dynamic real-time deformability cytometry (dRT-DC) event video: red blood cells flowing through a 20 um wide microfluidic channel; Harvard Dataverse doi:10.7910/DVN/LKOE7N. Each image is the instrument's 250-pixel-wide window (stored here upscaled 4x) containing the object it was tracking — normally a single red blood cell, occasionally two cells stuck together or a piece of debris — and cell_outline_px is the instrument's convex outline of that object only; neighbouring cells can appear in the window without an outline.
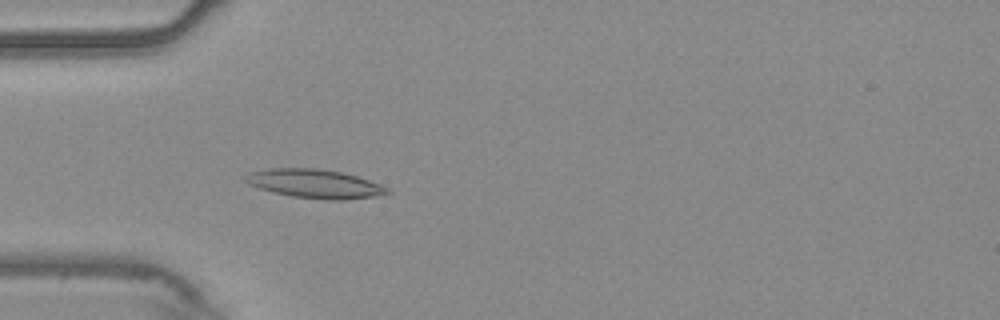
{"species": "common noctule bat (a hibernating species)", "species_latin": "Nyctalus noctula", "temperature_condition": "warm", "stored_images_in_passage": 51, "camera_frame_rate_fps": 3000, "um_per_image_px": 0.085, "animal": {"sex": "male", "body_mass_g": 20.4}, "frame": {"image": 1, "passage_image": 13, "time_ms": 4.0, "image_size_px": [1000, 320], "cell_outline_px": [[392, 192], [376, 196], [344, 200], [328, 200], [292, 196], [272, 192], [248, 184], [244, 180], [244, 176], [252, 172], [268, 168], [316, 168], [340, 172], [356, 176], [380, 184], [388, 188]], "centroid_in_image_um": [26.75, 15.62], "position_along_channel_um": 58.2, "area_um2": 23.7}}
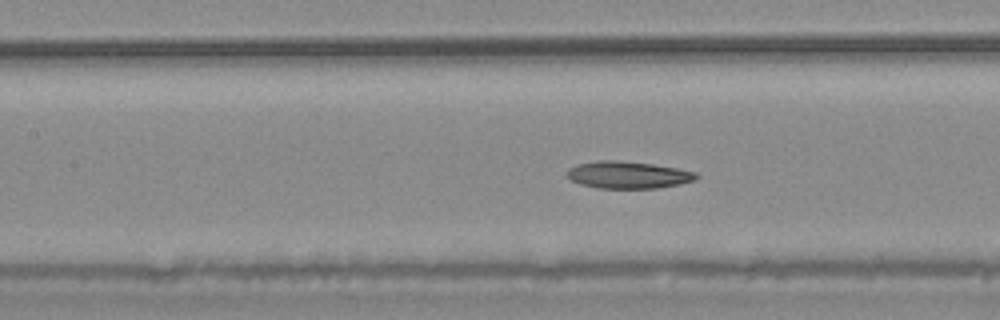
{"frame": {"image": 2, "passage_image": 21, "time_ms": 6.667, "image_size_px": [1000, 320], "cell_outline_px": [[700, 176], [696, 180], [680, 184], [656, 188], [596, 188], [580, 184], [572, 180], [564, 172], [568, 168], [576, 164], [596, 160], [612, 160], [652, 164], [676, 168], [696, 172]], "centroid_in_image_um": [53.36, 14.86], "position_along_channel_um": 154.0, "area_um2": 20.52}}
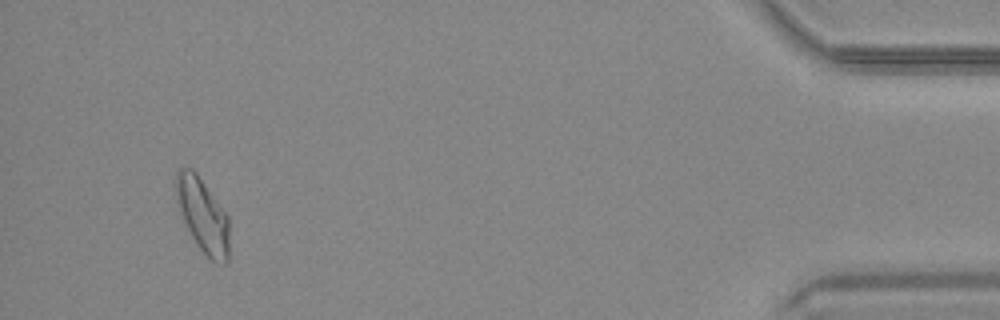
{"frame": {"image": 3, "passage_image": 48, "time_ms": 15.667, "image_size_px": [1000, 320], "cell_outline_px": [[228, 264], [224, 264], [212, 260], [196, 244], [184, 220], [176, 200], [176, 172], [180, 168], [192, 168], [196, 172], [228, 216]], "centroid_in_image_um": [17.23, 18.29], "position_along_channel_um": 418.0, "area_um2": 22.48}, "authors_computed_cell_mechanics": {"area_um2": 21.2704, "velocity_mm_per_s": 3.7249, "shape_relaxation_time_tau1_ms": 6.943, "shape_relaxation_time_tau2_ms": null, "deformation_change_tau1": 0.1649, "deformation_change_tau2": null}}